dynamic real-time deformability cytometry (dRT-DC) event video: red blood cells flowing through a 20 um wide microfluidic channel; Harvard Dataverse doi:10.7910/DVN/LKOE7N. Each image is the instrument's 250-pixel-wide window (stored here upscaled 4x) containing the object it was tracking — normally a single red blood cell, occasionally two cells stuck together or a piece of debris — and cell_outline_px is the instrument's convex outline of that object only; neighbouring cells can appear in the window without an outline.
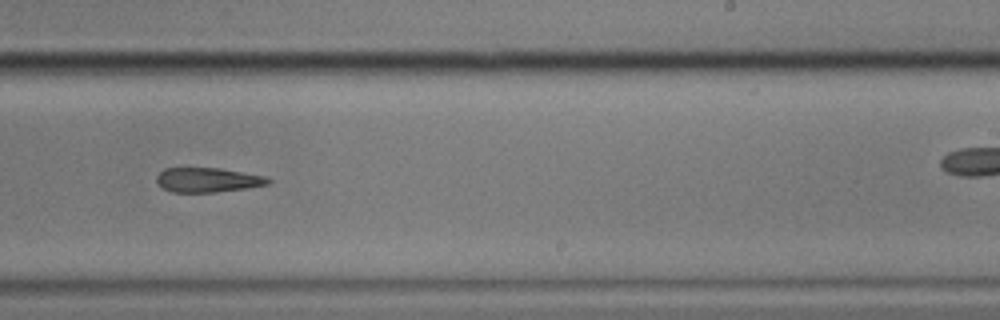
{"species": "common noctule bat (a hibernating species)", "species_latin": "Nyctalus noctula", "temperature_condition": "cold", "stored_images_in_passage": 12, "camera_frame_rate_fps": 3000, "um_per_image_px": 0.085, "animal": {"sex": "male", "body_mass_g": 17.9}, "frame": {"image": 1, "passage_image": 8, "time_ms": 8.333, "image_size_px": [1000, 320], "cell_outline_px": [[272, 180], [268, 184], [244, 188], [216, 192], [172, 192], [164, 188], [156, 180], [156, 176], [164, 168], [220, 168], [268, 176]], "centroid_in_image_um": [17.68, 15.28], "position_along_channel_um": 271.3, "area_um2": 15.9}}